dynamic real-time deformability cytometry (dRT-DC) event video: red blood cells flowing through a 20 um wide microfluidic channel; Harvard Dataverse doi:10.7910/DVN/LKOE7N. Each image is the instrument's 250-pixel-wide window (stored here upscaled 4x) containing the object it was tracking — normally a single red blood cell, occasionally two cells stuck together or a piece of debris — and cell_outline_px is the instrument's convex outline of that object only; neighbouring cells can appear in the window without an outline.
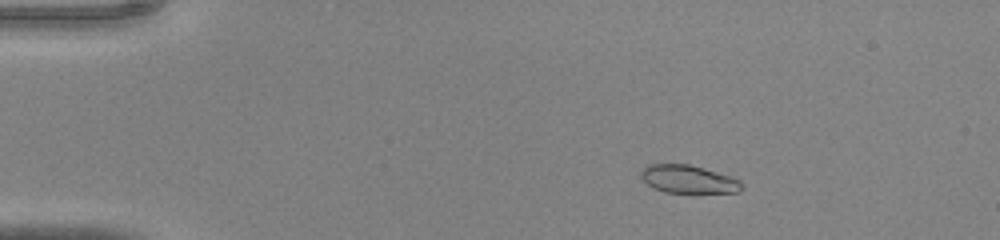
{"species": "common noctule bat (a hibernating species)", "species_latin": "Nyctalus noctula", "temperature_condition": "warm", "stored_images_in_passage": 44, "camera_frame_rate_fps": 3000, "um_per_image_px": 0.085, "animal": {"sex": "male", "body_mass_g": 20.0, "forearm_length_mm": 53.3}, "frame": {"image": 1, "passage_image": 7, "time_ms": 2.0, "image_size_px": [1000, 240], "cell_outline_px": [[744, 188], [740, 192], [664, 192], [652, 188], [640, 176], [640, 172], [648, 164], [688, 164], [732, 176], [740, 180], [744, 184]], "centroid_in_image_um": [58.54, 15.23], "position_along_channel_um": 26.5, "area_um2": 16.47}}
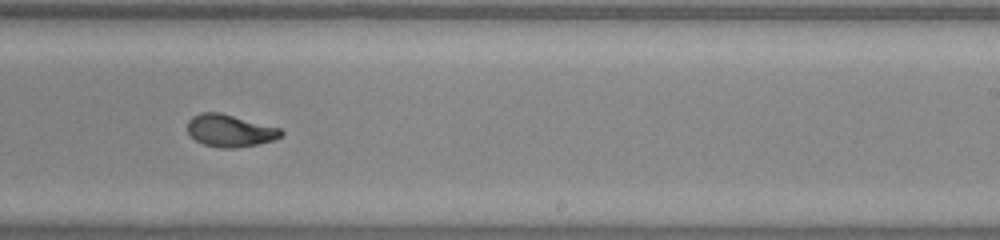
{"frame": {"image": 2, "passage_image": 28, "time_ms": 9.0, "image_size_px": [1000, 240], "cell_outline_px": [[284, 132], [280, 136], [272, 140], [256, 144], [236, 148], [220, 148], [204, 144], [196, 140], [188, 132], [188, 120], [192, 116], [200, 112], [220, 112], [280, 128]], "centroid_in_image_um": [19.52, 11.09], "position_along_channel_um": 269.5, "area_um2": 17.46}}
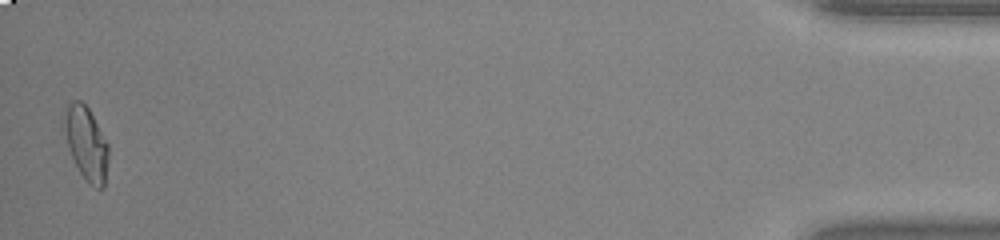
{"frame": {"image": 3, "passage_image": 44, "time_ms": 14.333, "image_size_px": [1000, 240], "cell_outline_px": [[108, 160], [104, 188], [96, 188], [88, 184], [80, 172], [68, 148], [60, 124], [64, 108], [72, 100], [80, 100], [88, 108], [108, 144]], "centroid_in_image_um": [7.28, 12.15], "position_along_channel_um": 427.9, "area_um2": 19.31}}